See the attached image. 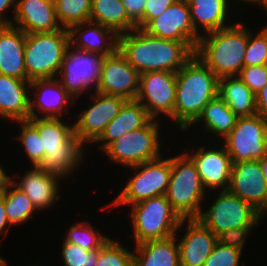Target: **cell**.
Here are the masks:
<instances>
[{"mask_svg":"<svg viewBox=\"0 0 267 266\" xmlns=\"http://www.w3.org/2000/svg\"><path fill=\"white\" fill-rule=\"evenodd\" d=\"M96 266H133V252L119 241L109 238L99 249Z\"/></svg>","mask_w":267,"mask_h":266,"instance_id":"obj_36","label":"cell"},{"mask_svg":"<svg viewBox=\"0 0 267 266\" xmlns=\"http://www.w3.org/2000/svg\"><path fill=\"white\" fill-rule=\"evenodd\" d=\"M176 237L178 234L136 244L133 249V266H180Z\"/></svg>","mask_w":267,"mask_h":266,"instance_id":"obj_27","label":"cell"},{"mask_svg":"<svg viewBox=\"0 0 267 266\" xmlns=\"http://www.w3.org/2000/svg\"><path fill=\"white\" fill-rule=\"evenodd\" d=\"M258 161L261 166L262 173L265 177L266 186H267V153L264 156H262Z\"/></svg>","mask_w":267,"mask_h":266,"instance_id":"obj_48","label":"cell"},{"mask_svg":"<svg viewBox=\"0 0 267 266\" xmlns=\"http://www.w3.org/2000/svg\"><path fill=\"white\" fill-rule=\"evenodd\" d=\"M30 81L0 74V116L9 120L29 119Z\"/></svg>","mask_w":267,"mask_h":266,"instance_id":"obj_25","label":"cell"},{"mask_svg":"<svg viewBox=\"0 0 267 266\" xmlns=\"http://www.w3.org/2000/svg\"><path fill=\"white\" fill-rule=\"evenodd\" d=\"M223 140L232 163L259 160L267 153V119L259 114L238 117Z\"/></svg>","mask_w":267,"mask_h":266,"instance_id":"obj_12","label":"cell"},{"mask_svg":"<svg viewBox=\"0 0 267 266\" xmlns=\"http://www.w3.org/2000/svg\"><path fill=\"white\" fill-rule=\"evenodd\" d=\"M147 0H123L128 16L137 23L144 14Z\"/></svg>","mask_w":267,"mask_h":266,"instance_id":"obj_43","label":"cell"},{"mask_svg":"<svg viewBox=\"0 0 267 266\" xmlns=\"http://www.w3.org/2000/svg\"><path fill=\"white\" fill-rule=\"evenodd\" d=\"M255 96L257 114L267 119V84Z\"/></svg>","mask_w":267,"mask_h":266,"instance_id":"obj_45","label":"cell"},{"mask_svg":"<svg viewBox=\"0 0 267 266\" xmlns=\"http://www.w3.org/2000/svg\"><path fill=\"white\" fill-rule=\"evenodd\" d=\"M249 30L244 66L267 65V25L254 36Z\"/></svg>","mask_w":267,"mask_h":266,"instance_id":"obj_37","label":"cell"},{"mask_svg":"<svg viewBox=\"0 0 267 266\" xmlns=\"http://www.w3.org/2000/svg\"><path fill=\"white\" fill-rule=\"evenodd\" d=\"M205 191L193 160L185 152L171 157V176L165 197L182 219L199 216L202 200L208 196Z\"/></svg>","mask_w":267,"mask_h":266,"instance_id":"obj_6","label":"cell"},{"mask_svg":"<svg viewBox=\"0 0 267 266\" xmlns=\"http://www.w3.org/2000/svg\"><path fill=\"white\" fill-rule=\"evenodd\" d=\"M140 73L117 49L105 57L97 92L136 100L139 92Z\"/></svg>","mask_w":267,"mask_h":266,"instance_id":"obj_15","label":"cell"},{"mask_svg":"<svg viewBox=\"0 0 267 266\" xmlns=\"http://www.w3.org/2000/svg\"><path fill=\"white\" fill-rule=\"evenodd\" d=\"M68 32L69 44L74 48L104 56L111 55L118 49L119 35L99 23L88 21L76 24L71 26Z\"/></svg>","mask_w":267,"mask_h":266,"instance_id":"obj_23","label":"cell"},{"mask_svg":"<svg viewBox=\"0 0 267 266\" xmlns=\"http://www.w3.org/2000/svg\"><path fill=\"white\" fill-rule=\"evenodd\" d=\"M28 120L38 129L42 139L45 157L39 167L62 179L73 175L85 155V146L74 134V125L64 123L62 118Z\"/></svg>","mask_w":267,"mask_h":266,"instance_id":"obj_3","label":"cell"},{"mask_svg":"<svg viewBox=\"0 0 267 266\" xmlns=\"http://www.w3.org/2000/svg\"><path fill=\"white\" fill-rule=\"evenodd\" d=\"M16 122L21 124L20 130L22 131L17 138H19L18 140L21 141L25 149L27 160L29 158L31 165L39 167L45 157V152L44 149H42V139L38 129L29 120Z\"/></svg>","mask_w":267,"mask_h":266,"instance_id":"obj_35","label":"cell"},{"mask_svg":"<svg viewBox=\"0 0 267 266\" xmlns=\"http://www.w3.org/2000/svg\"><path fill=\"white\" fill-rule=\"evenodd\" d=\"M6 261L7 260H5V258H3V257L0 256V266H6V264H7Z\"/></svg>","mask_w":267,"mask_h":266,"instance_id":"obj_51","label":"cell"},{"mask_svg":"<svg viewBox=\"0 0 267 266\" xmlns=\"http://www.w3.org/2000/svg\"><path fill=\"white\" fill-rule=\"evenodd\" d=\"M105 57L68 45L57 79L75 101L89 88L97 92Z\"/></svg>","mask_w":267,"mask_h":266,"instance_id":"obj_11","label":"cell"},{"mask_svg":"<svg viewBox=\"0 0 267 266\" xmlns=\"http://www.w3.org/2000/svg\"><path fill=\"white\" fill-rule=\"evenodd\" d=\"M45 2H48V3H50V4H52V5H56L57 4V2H58V0H44Z\"/></svg>","mask_w":267,"mask_h":266,"instance_id":"obj_52","label":"cell"},{"mask_svg":"<svg viewBox=\"0 0 267 266\" xmlns=\"http://www.w3.org/2000/svg\"><path fill=\"white\" fill-rule=\"evenodd\" d=\"M192 154L184 151L195 163L204 188L207 190H228L231 176L232 161L225 146L219 149L199 146ZM220 187V188H219Z\"/></svg>","mask_w":267,"mask_h":266,"instance_id":"obj_19","label":"cell"},{"mask_svg":"<svg viewBox=\"0 0 267 266\" xmlns=\"http://www.w3.org/2000/svg\"><path fill=\"white\" fill-rule=\"evenodd\" d=\"M29 92V118H62L75 102L57 78L32 80Z\"/></svg>","mask_w":267,"mask_h":266,"instance_id":"obj_18","label":"cell"},{"mask_svg":"<svg viewBox=\"0 0 267 266\" xmlns=\"http://www.w3.org/2000/svg\"><path fill=\"white\" fill-rule=\"evenodd\" d=\"M77 222L69 228L65 241L91 251L99 250L110 238L101 234L100 231L94 230L95 227L86 220Z\"/></svg>","mask_w":267,"mask_h":266,"instance_id":"obj_34","label":"cell"},{"mask_svg":"<svg viewBox=\"0 0 267 266\" xmlns=\"http://www.w3.org/2000/svg\"><path fill=\"white\" fill-rule=\"evenodd\" d=\"M16 0H0V27L12 25V19L6 17L9 8H12V16L14 17Z\"/></svg>","mask_w":267,"mask_h":266,"instance_id":"obj_44","label":"cell"},{"mask_svg":"<svg viewBox=\"0 0 267 266\" xmlns=\"http://www.w3.org/2000/svg\"><path fill=\"white\" fill-rule=\"evenodd\" d=\"M249 29L236 22L201 35L195 53L218 77L238 76L244 67Z\"/></svg>","mask_w":267,"mask_h":266,"instance_id":"obj_4","label":"cell"},{"mask_svg":"<svg viewBox=\"0 0 267 266\" xmlns=\"http://www.w3.org/2000/svg\"><path fill=\"white\" fill-rule=\"evenodd\" d=\"M118 50L140 73L150 71L177 72L194 55L189 42L162 39L135 28L119 34Z\"/></svg>","mask_w":267,"mask_h":266,"instance_id":"obj_1","label":"cell"},{"mask_svg":"<svg viewBox=\"0 0 267 266\" xmlns=\"http://www.w3.org/2000/svg\"><path fill=\"white\" fill-rule=\"evenodd\" d=\"M238 77L256 94L267 84V65L244 66Z\"/></svg>","mask_w":267,"mask_h":266,"instance_id":"obj_40","label":"cell"},{"mask_svg":"<svg viewBox=\"0 0 267 266\" xmlns=\"http://www.w3.org/2000/svg\"><path fill=\"white\" fill-rule=\"evenodd\" d=\"M218 77L194 54L176 72L174 122L184 133L218 95Z\"/></svg>","mask_w":267,"mask_h":266,"instance_id":"obj_2","label":"cell"},{"mask_svg":"<svg viewBox=\"0 0 267 266\" xmlns=\"http://www.w3.org/2000/svg\"><path fill=\"white\" fill-rule=\"evenodd\" d=\"M242 250L217 242L203 266H239Z\"/></svg>","mask_w":267,"mask_h":266,"instance_id":"obj_39","label":"cell"},{"mask_svg":"<svg viewBox=\"0 0 267 266\" xmlns=\"http://www.w3.org/2000/svg\"><path fill=\"white\" fill-rule=\"evenodd\" d=\"M90 97L94 100L93 105L80 112L73 123L74 134L85 146L94 143L101 136L107 124L119 114L127 101L123 97L99 92L92 93Z\"/></svg>","mask_w":267,"mask_h":266,"instance_id":"obj_14","label":"cell"},{"mask_svg":"<svg viewBox=\"0 0 267 266\" xmlns=\"http://www.w3.org/2000/svg\"><path fill=\"white\" fill-rule=\"evenodd\" d=\"M151 119L139 101L127 100L119 114L107 124L104 132L94 143L98 142L99 148L104 151L112 142L130 131L144 127Z\"/></svg>","mask_w":267,"mask_h":266,"instance_id":"obj_26","label":"cell"},{"mask_svg":"<svg viewBox=\"0 0 267 266\" xmlns=\"http://www.w3.org/2000/svg\"><path fill=\"white\" fill-rule=\"evenodd\" d=\"M11 226L12 225L9 223L7 216H6L3 194H1L0 195V235L2 233L8 232Z\"/></svg>","mask_w":267,"mask_h":266,"instance_id":"obj_46","label":"cell"},{"mask_svg":"<svg viewBox=\"0 0 267 266\" xmlns=\"http://www.w3.org/2000/svg\"><path fill=\"white\" fill-rule=\"evenodd\" d=\"M22 176L19 182L12 177V183L31 199L38 211L47 210L55 201H59L61 178L33 166Z\"/></svg>","mask_w":267,"mask_h":266,"instance_id":"obj_22","label":"cell"},{"mask_svg":"<svg viewBox=\"0 0 267 266\" xmlns=\"http://www.w3.org/2000/svg\"><path fill=\"white\" fill-rule=\"evenodd\" d=\"M90 21L109 27L118 35L137 28L128 16L123 0H92Z\"/></svg>","mask_w":267,"mask_h":266,"instance_id":"obj_30","label":"cell"},{"mask_svg":"<svg viewBox=\"0 0 267 266\" xmlns=\"http://www.w3.org/2000/svg\"><path fill=\"white\" fill-rule=\"evenodd\" d=\"M12 182L11 176L7 175L4 167L0 165V195L3 194L8 185Z\"/></svg>","mask_w":267,"mask_h":266,"instance_id":"obj_47","label":"cell"},{"mask_svg":"<svg viewBox=\"0 0 267 266\" xmlns=\"http://www.w3.org/2000/svg\"><path fill=\"white\" fill-rule=\"evenodd\" d=\"M263 6L264 8V10H266V12H267V0H261V2H260V4H259V6Z\"/></svg>","mask_w":267,"mask_h":266,"instance_id":"obj_50","label":"cell"},{"mask_svg":"<svg viewBox=\"0 0 267 266\" xmlns=\"http://www.w3.org/2000/svg\"><path fill=\"white\" fill-rule=\"evenodd\" d=\"M160 119H151L144 127L130 131L112 142L104 151L112 161L132 167L153 161L162 156L160 140Z\"/></svg>","mask_w":267,"mask_h":266,"instance_id":"obj_9","label":"cell"},{"mask_svg":"<svg viewBox=\"0 0 267 266\" xmlns=\"http://www.w3.org/2000/svg\"><path fill=\"white\" fill-rule=\"evenodd\" d=\"M234 1H235V0H234ZM237 1H241V3H242V1H243V2L246 3V4H248V3L253 4V3H254L255 5L260 4V2H261V0H237ZM228 3L230 4L231 1L228 0Z\"/></svg>","mask_w":267,"mask_h":266,"instance_id":"obj_49","label":"cell"},{"mask_svg":"<svg viewBox=\"0 0 267 266\" xmlns=\"http://www.w3.org/2000/svg\"><path fill=\"white\" fill-rule=\"evenodd\" d=\"M142 30L158 38L189 42L195 49L201 37L192 25L189 5L184 0H178L170 5Z\"/></svg>","mask_w":267,"mask_h":266,"instance_id":"obj_16","label":"cell"},{"mask_svg":"<svg viewBox=\"0 0 267 266\" xmlns=\"http://www.w3.org/2000/svg\"><path fill=\"white\" fill-rule=\"evenodd\" d=\"M3 199L7 219L12 226L25 223L34 212H38L31 199L12 182L3 193Z\"/></svg>","mask_w":267,"mask_h":266,"instance_id":"obj_32","label":"cell"},{"mask_svg":"<svg viewBox=\"0 0 267 266\" xmlns=\"http://www.w3.org/2000/svg\"><path fill=\"white\" fill-rule=\"evenodd\" d=\"M26 33L14 25L0 27V74L27 80L24 61Z\"/></svg>","mask_w":267,"mask_h":266,"instance_id":"obj_24","label":"cell"},{"mask_svg":"<svg viewBox=\"0 0 267 266\" xmlns=\"http://www.w3.org/2000/svg\"><path fill=\"white\" fill-rule=\"evenodd\" d=\"M152 119L159 115L174 121L176 100V73L167 71H150L140 74L139 92L136 98ZM165 115V116H164Z\"/></svg>","mask_w":267,"mask_h":266,"instance_id":"obj_13","label":"cell"},{"mask_svg":"<svg viewBox=\"0 0 267 266\" xmlns=\"http://www.w3.org/2000/svg\"><path fill=\"white\" fill-rule=\"evenodd\" d=\"M228 191L267 215V186L258 160L232 163Z\"/></svg>","mask_w":267,"mask_h":266,"instance_id":"obj_17","label":"cell"},{"mask_svg":"<svg viewBox=\"0 0 267 266\" xmlns=\"http://www.w3.org/2000/svg\"><path fill=\"white\" fill-rule=\"evenodd\" d=\"M12 25L26 34L55 32L62 29L55 6L44 0H16Z\"/></svg>","mask_w":267,"mask_h":266,"instance_id":"obj_21","label":"cell"},{"mask_svg":"<svg viewBox=\"0 0 267 266\" xmlns=\"http://www.w3.org/2000/svg\"><path fill=\"white\" fill-rule=\"evenodd\" d=\"M218 95L238 117L257 114L256 96L238 76L219 78Z\"/></svg>","mask_w":267,"mask_h":266,"instance_id":"obj_29","label":"cell"},{"mask_svg":"<svg viewBox=\"0 0 267 266\" xmlns=\"http://www.w3.org/2000/svg\"><path fill=\"white\" fill-rule=\"evenodd\" d=\"M254 227H243L235 228L231 230H226L217 236L219 243L224 246L234 247L240 250H243L245 247L246 237Z\"/></svg>","mask_w":267,"mask_h":266,"instance_id":"obj_42","label":"cell"},{"mask_svg":"<svg viewBox=\"0 0 267 266\" xmlns=\"http://www.w3.org/2000/svg\"><path fill=\"white\" fill-rule=\"evenodd\" d=\"M92 0H58L55 5L56 17L60 26H71L90 21Z\"/></svg>","mask_w":267,"mask_h":266,"instance_id":"obj_33","label":"cell"},{"mask_svg":"<svg viewBox=\"0 0 267 266\" xmlns=\"http://www.w3.org/2000/svg\"><path fill=\"white\" fill-rule=\"evenodd\" d=\"M135 171L120 194L113 200L114 206L132 205L141 200L165 195L171 176V158H160L135 165ZM129 204V205H128Z\"/></svg>","mask_w":267,"mask_h":266,"instance_id":"obj_10","label":"cell"},{"mask_svg":"<svg viewBox=\"0 0 267 266\" xmlns=\"http://www.w3.org/2000/svg\"><path fill=\"white\" fill-rule=\"evenodd\" d=\"M60 250L64 266H96L99 259V250L89 251L67 241Z\"/></svg>","mask_w":267,"mask_h":266,"instance_id":"obj_38","label":"cell"},{"mask_svg":"<svg viewBox=\"0 0 267 266\" xmlns=\"http://www.w3.org/2000/svg\"><path fill=\"white\" fill-rule=\"evenodd\" d=\"M68 45V29L26 34L24 61L27 81L57 78Z\"/></svg>","mask_w":267,"mask_h":266,"instance_id":"obj_7","label":"cell"},{"mask_svg":"<svg viewBox=\"0 0 267 266\" xmlns=\"http://www.w3.org/2000/svg\"><path fill=\"white\" fill-rule=\"evenodd\" d=\"M178 0H147L143 17L136 23L137 28L143 29L152 19L161 15L170 5Z\"/></svg>","mask_w":267,"mask_h":266,"instance_id":"obj_41","label":"cell"},{"mask_svg":"<svg viewBox=\"0 0 267 266\" xmlns=\"http://www.w3.org/2000/svg\"><path fill=\"white\" fill-rule=\"evenodd\" d=\"M190 18L195 31L204 35L227 26L230 5L228 0H188ZM226 23V24H225ZM201 33L199 30H201Z\"/></svg>","mask_w":267,"mask_h":266,"instance_id":"obj_28","label":"cell"},{"mask_svg":"<svg viewBox=\"0 0 267 266\" xmlns=\"http://www.w3.org/2000/svg\"><path fill=\"white\" fill-rule=\"evenodd\" d=\"M207 211L201 210L197 219L216 236L226 230L254 227L264 216L251 204L228 190H218Z\"/></svg>","mask_w":267,"mask_h":266,"instance_id":"obj_8","label":"cell"},{"mask_svg":"<svg viewBox=\"0 0 267 266\" xmlns=\"http://www.w3.org/2000/svg\"><path fill=\"white\" fill-rule=\"evenodd\" d=\"M238 116L226 105L224 100L217 95L208 102L200 116L192 125L201 122L206 132L216 135L223 140L235 127Z\"/></svg>","mask_w":267,"mask_h":266,"instance_id":"obj_31","label":"cell"},{"mask_svg":"<svg viewBox=\"0 0 267 266\" xmlns=\"http://www.w3.org/2000/svg\"><path fill=\"white\" fill-rule=\"evenodd\" d=\"M129 209L135 245L148 240L169 238L185 226L186 219L179 216L165 195L141 200Z\"/></svg>","mask_w":267,"mask_h":266,"instance_id":"obj_5","label":"cell"},{"mask_svg":"<svg viewBox=\"0 0 267 266\" xmlns=\"http://www.w3.org/2000/svg\"><path fill=\"white\" fill-rule=\"evenodd\" d=\"M186 220L185 234L177 242L180 266H203L218 242L217 236L197 218Z\"/></svg>","mask_w":267,"mask_h":266,"instance_id":"obj_20","label":"cell"}]
</instances>
